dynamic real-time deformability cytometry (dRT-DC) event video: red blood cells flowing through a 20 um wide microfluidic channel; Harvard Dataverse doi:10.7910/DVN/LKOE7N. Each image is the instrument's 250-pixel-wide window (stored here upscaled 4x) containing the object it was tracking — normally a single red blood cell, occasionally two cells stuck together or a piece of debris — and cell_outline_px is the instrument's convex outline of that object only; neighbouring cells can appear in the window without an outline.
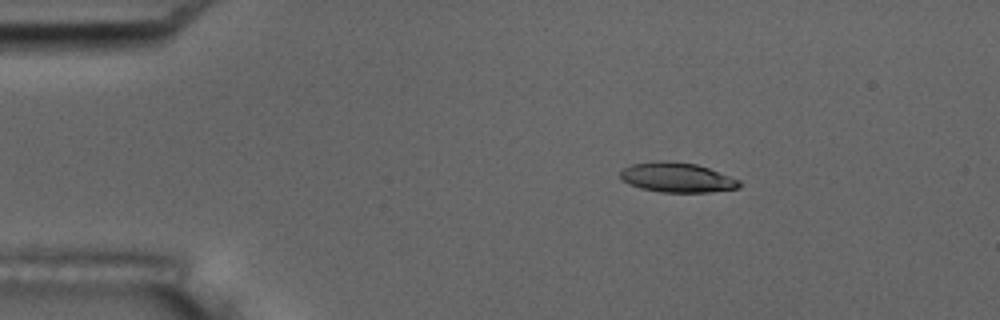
{"species": "common noctule bat (a hibernating species)", "species_latin": "Nyctalus noctula", "temperature_condition": "room temperature", "stored_images_in_passage": 16, "camera_frame_rate_fps": 3000, "um_per_image_px": 0.085, "animal": {"sex": "male", "body_mass_g": 17.5, "forearm_length_mm": 52.3}, "frame": {"image": 1, "passage_image": 3, "time_ms": 2.333, "image_size_px": [1000, 320], "cell_outline_px": [[744, 184], [740, 188], [708, 192], [660, 192], [640, 188], [628, 184], [620, 180], [620, 172], [624, 168], [632, 164], [660, 160], [664, 160], [696, 164], [708, 168], [740, 180]], "centroid_in_image_um": [57.54, 15.09], "position_along_channel_um": 27.5, "area_um2": 20.75}}
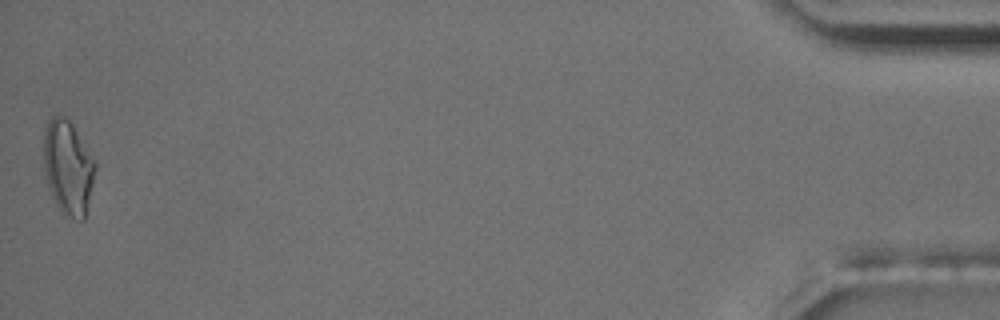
{"frame": {"image": 2, "passage_image": 16, "time_ms": 18.0, "image_size_px": [1000, 320], "cell_outline_px": [[96, 168], [84, 220], [80, 220], [68, 216], [60, 212], [52, 196], [48, 184], [44, 168], [44, 128], [48, 120], [52, 116], [64, 116], [72, 124], [96, 164]], "centroid_in_image_um": [5.76, 14.23], "position_along_channel_um": 429.4, "area_um2": 27.86}, "authors_computed_cell_mechanics": {"area_um2": 21.6172, "velocity_mm_per_s": 3.5633, "shape_relaxation_time_tau1_ms": null, "shape_relaxation_time_tau2_ms": 4.2059, "deformation_change_tau1": null, "deformation_change_tau2": 0.1104}}